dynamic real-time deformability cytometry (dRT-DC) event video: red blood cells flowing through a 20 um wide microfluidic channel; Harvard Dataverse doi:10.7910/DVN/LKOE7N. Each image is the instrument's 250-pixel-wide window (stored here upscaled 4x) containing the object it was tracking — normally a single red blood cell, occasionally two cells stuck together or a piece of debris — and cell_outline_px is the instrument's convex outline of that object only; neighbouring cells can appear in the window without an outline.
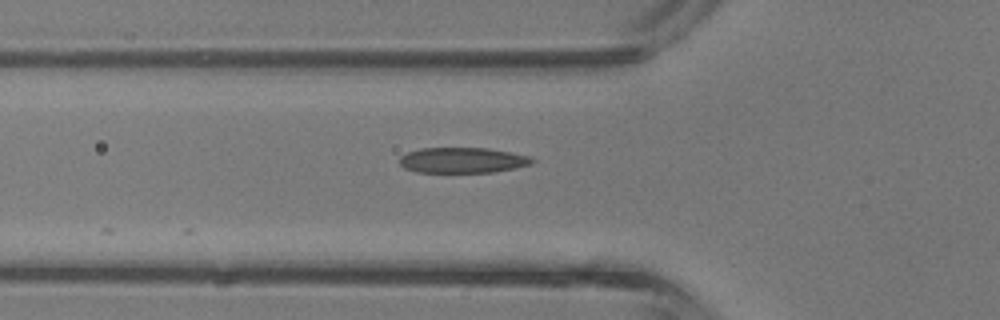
{"species": "common noctule bat (a hibernating species)", "species_latin": "Nyctalus noctula", "temperature_condition": "room temperature", "stored_images_in_passage": 30, "camera_frame_rate_fps": 3000, "um_per_image_px": 0.085, "animal": {"sex": "male", "body_mass_g": 13.3}, "frame": {"image": 1, "passage_image": 4, "time_ms": 1.0, "image_size_px": [1000, 320], "cell_outline_px": [[536, 160], [532, 164], [516, 168], [492, 172], [416, 172], [404, 168], [400, 164], [400, 156], [408, 152], [420, 148], [488, 148], [528, 156]], "centroid_in_image_um": [39.31, 13.62], "position_along_channel_um": 86.5, "area_um2": 19.65}}
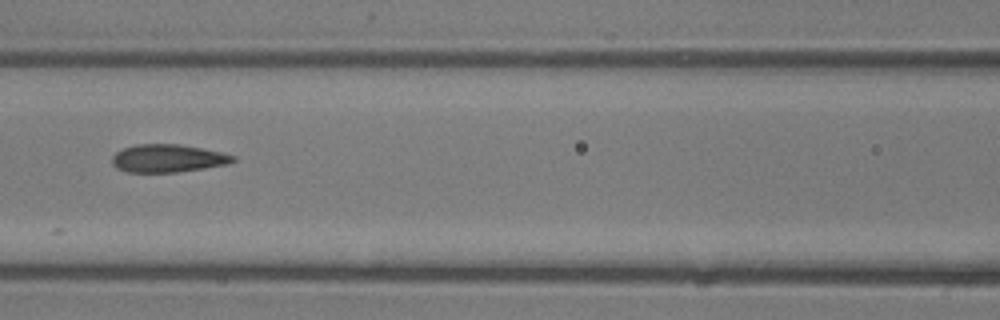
{"frame": {"image": 2, "passage_image": 8, "time_ms": 2.333, "image_size_px": [1000, 320], "cell_outline_px": [[236, 160], [228, 164], [204, 168], [176, 172], [124, 172], [116, 168], [112, 164], [112, 156], [116, 152], [124, 148], [136, 144], [176, 144], [200, 148], [220, 152], [236, 156]], "centroid_in_image_um": [14.24, 13.46], "position_along_channel_um": 152.4, "area_um2": 19.59}}
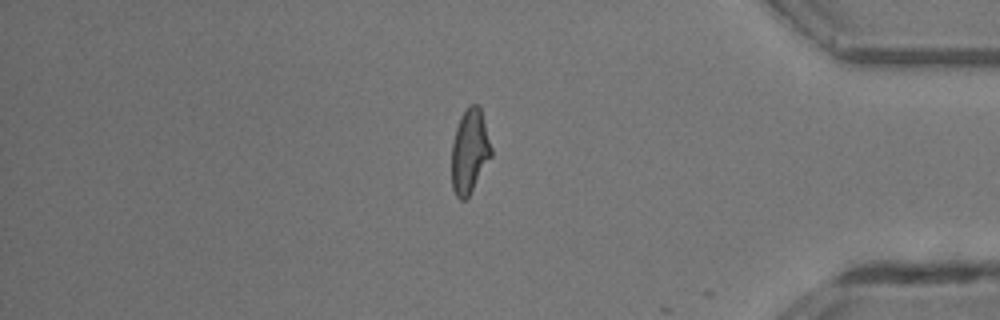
{"frame": {"image": 3, "passage_image": 25, "time_ms": 8.0, "image_size_px": [1000, 320], "cell_outline_px": [[492, 156], [468, 196], [464, 200], [460, 200], [456, 196], [452, 188], [452, 144], [456, 128], [460, 116], [468, 104], [480, 104], [492, 148]], "centroid_in_image_um": [39.92, 12.81], "position_along_channel_um": 395.3, "area_um2": 19.54}}